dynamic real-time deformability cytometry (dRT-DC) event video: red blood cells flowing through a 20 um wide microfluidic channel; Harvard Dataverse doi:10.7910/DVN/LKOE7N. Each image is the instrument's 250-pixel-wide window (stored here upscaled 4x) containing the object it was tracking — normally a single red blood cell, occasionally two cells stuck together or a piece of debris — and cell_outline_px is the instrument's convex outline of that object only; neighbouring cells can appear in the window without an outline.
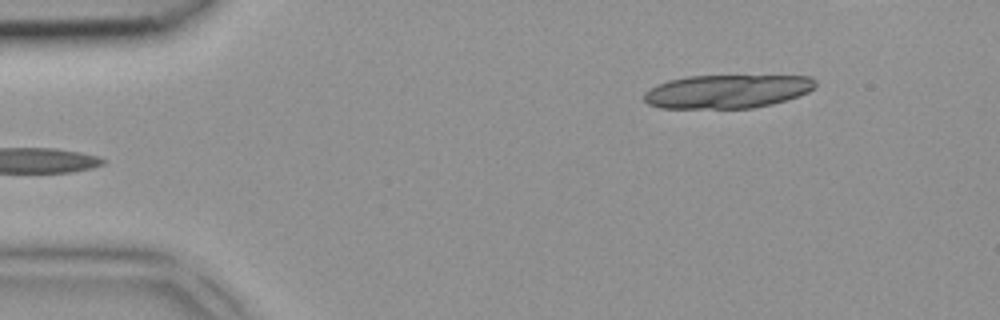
{"species": "common noctule bat (a hibernating species)", "species_latin": "Nyctalus noctula", "temperature_condition": "room temperature", "stored_images_in_passage": 3, "camera_frame_rate_fps": 3000, "um_per_image_px": 0.085, "animal": {"sex": "female", "body_mass_g": 18.4}, "frame": {"image": 1, "passage_image": 3, "time_ms": 0.667, "image_size_px": [1000, 320], "cell_outline_px": [[816, 84], [808, 92], [772, 104], [752, 108], [660, 108], [648, 104], [644, 100], [644, 92], [656, 84], [668, 80], [688, 76], [812, 76], [816, 80]], "centroid_in_image_um": [61.77, 7.77], "position_along_channel_um": 23.2, "area_um2": 33.47}}